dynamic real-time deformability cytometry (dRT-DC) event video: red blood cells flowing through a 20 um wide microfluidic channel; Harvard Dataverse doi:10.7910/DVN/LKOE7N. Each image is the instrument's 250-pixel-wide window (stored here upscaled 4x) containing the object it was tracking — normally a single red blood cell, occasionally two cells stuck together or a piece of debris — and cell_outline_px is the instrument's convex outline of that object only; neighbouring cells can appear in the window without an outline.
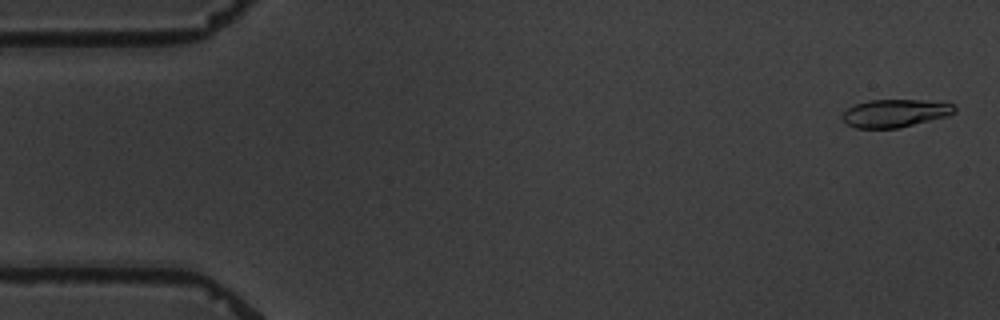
{"species": "common noctule bat (a hibernating species)", "species_latin": "Nyctalus noctula", "temperature_condition": "warm", "stored_images_in_passage": 11, "camera_frame_rate_fps": 3000, "um_per_image_px": 0.085, "animal": {"sex": "male", "body_mass_g": 19.5, "forearm_length_mm": 54.6}, "frame": {"image": 1, "passage_image": 1, "time_ms": 0.0, "image_size_px": [1000, 320], "cell_outline_px": [[956, 112], [948, 116], [900, 128], [856, 128], [848, 124], [840, 116], [848, 108], [856, 104], [868, 100], [948, 100], [956, 104]], "centroid_in_image_um": [76.19, 9.6], "position_along_channel_um": 8.8, "area_um2": 18.67}}
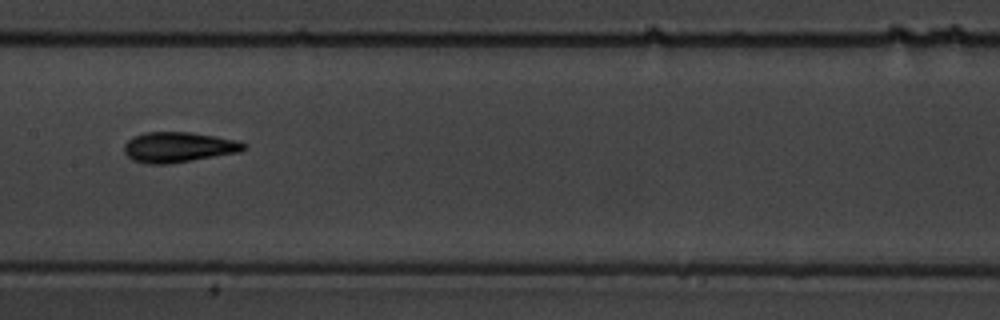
{"frame": {"image": 2, "passage_image": 8, "time_ms": 9.0, "image_size_px": [1000, 320], "cell_outline_px": [[248, 144], [240, 152], [168, 164], [144, 164], [132, 160], [124, 152], [124, 144], [132, 136], [144, 132], [188, 132], [216, 136], [240, 140]], "centroid_in_image_um": [15.16, 12.5], "position_along_channel_um": 192.2, "area_um2": 21.33}}
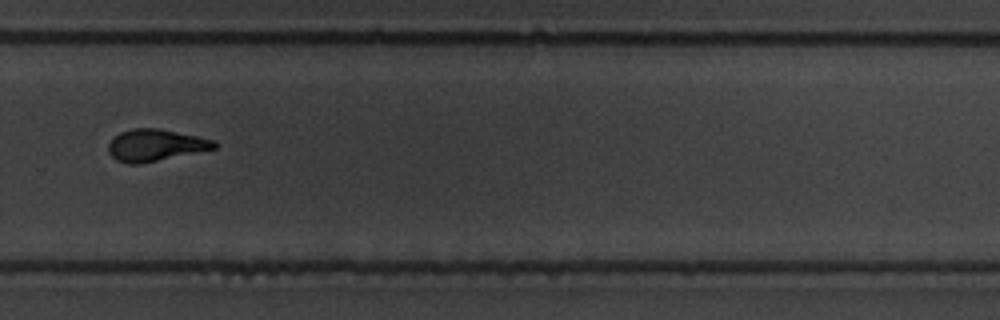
{"frame": {"image": 3, "passage_image": 11, "time_ms": 12.667, "image_size_px": [1000, 320], "cell_outline_px": [[216, 148], [140, 164], [128, 164], [116, 160], [108, 152], [108, 144], [120, 132], [132, 128], [160, 128], [216, 140]], "centroid_in_image_um": [13.2, 12.34], "position_along_channel_um": 316.6, "area_um2": 19.59}}